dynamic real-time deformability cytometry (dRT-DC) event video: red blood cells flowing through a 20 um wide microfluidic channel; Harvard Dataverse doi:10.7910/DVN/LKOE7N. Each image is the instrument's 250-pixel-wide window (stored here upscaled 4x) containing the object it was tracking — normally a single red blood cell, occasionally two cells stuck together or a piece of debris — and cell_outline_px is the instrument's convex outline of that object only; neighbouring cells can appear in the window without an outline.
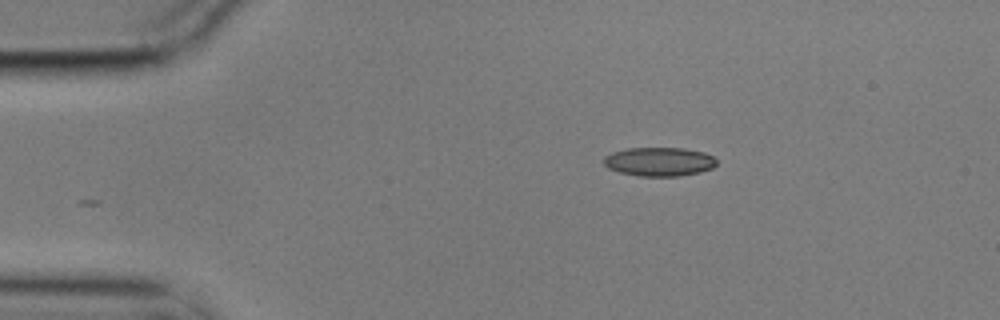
{"species": "common noctule bat (a hibernating species)", "species_latin": "Nyctalus noctula", "temperature_condition": "cold", "stored_images_in_passage": 47, "camera_frame_rate_fps": 3000, "um_per_image_px": 0.085, "animal": {"sex": "male", "body_mass_g": 17.9}, "frame": {"image": 1, "passage_image": 1, "time_ms": 0.0, "image_size_px": [1000, 320], "cell_outline_px": [[716, 164], [712, 168], [700, 172], [676, 176], [640, 176], [620, 172], [608, 168], [604, 164], [604, 156], [612, 152], [628, 148], [684, 148], [704, 152], [712, 156], [716, 160]], "centroid_in_image_um": [56.03, 13.73], "position_along_channel_um": 29.0, "area_um2": 18.9}}
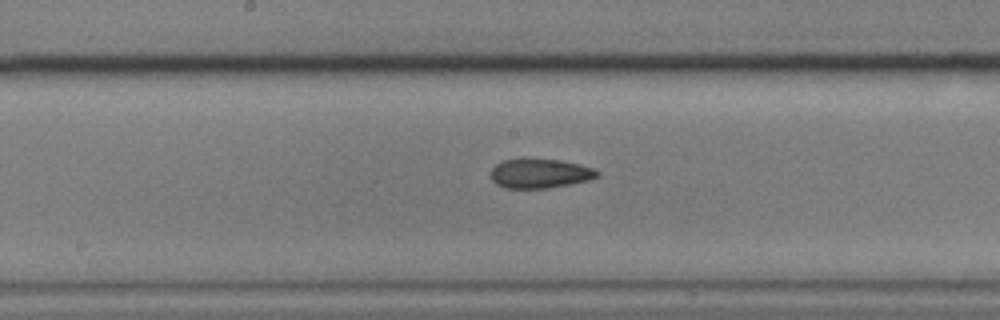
{"frame": {"image": 2, "passage_image": 20, "time_ms": 6.333, "image_size_px": [1000, 320], "cell_outline_px": [[600, 176], [588, 180], [548, 188], [504, 188], [496, 184], [492, 180], [492, 168], [496, 164], [504, 160], [524, 156], [560, 160], [580, 164], [592, 168], [600, 172]], "centroid_in_image_um": [45.87, 14.7], "position_along_channel_um": 202.3, "area_um2": 18.67}}
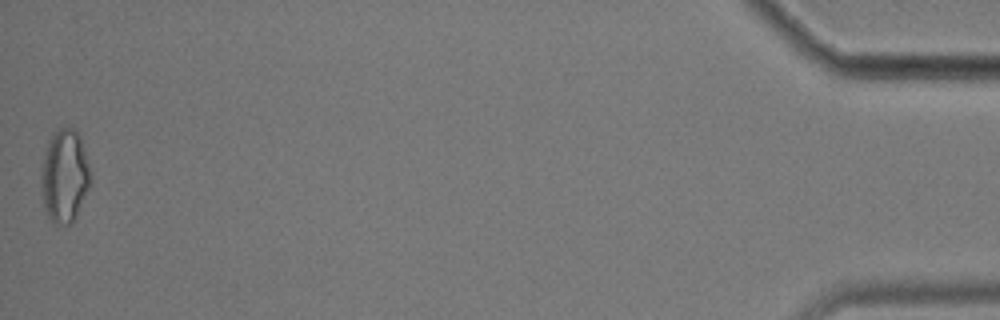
{"frame": {"image": 3, "passage_image": 47, "time_ms": 15.333, "image_size_px": [1000, 320], "cell_outline_px": [[88, 188], [76, 216], [72, 224], [56, 224], [48, 216], [44, 208], [40, 176], [48, 140], [60, 128], [72, 128], [80, 136], [88, 164]], "centroid_in_image_um": [5.46, 14.98], "position_along_channel_um": 429.7, "area_um2": 26.01}, "authors_computed_cell_mechanics": {"area_um2": 19.3052, "velocity_mm_per_s": 3.5577, "shape_relaxation_time_tau1_ms": null, "shape_relaxation_time_tau2_ms": 3.4506, "deformation_change_tau1": null, "deformation_change_tau2": 0.092}}